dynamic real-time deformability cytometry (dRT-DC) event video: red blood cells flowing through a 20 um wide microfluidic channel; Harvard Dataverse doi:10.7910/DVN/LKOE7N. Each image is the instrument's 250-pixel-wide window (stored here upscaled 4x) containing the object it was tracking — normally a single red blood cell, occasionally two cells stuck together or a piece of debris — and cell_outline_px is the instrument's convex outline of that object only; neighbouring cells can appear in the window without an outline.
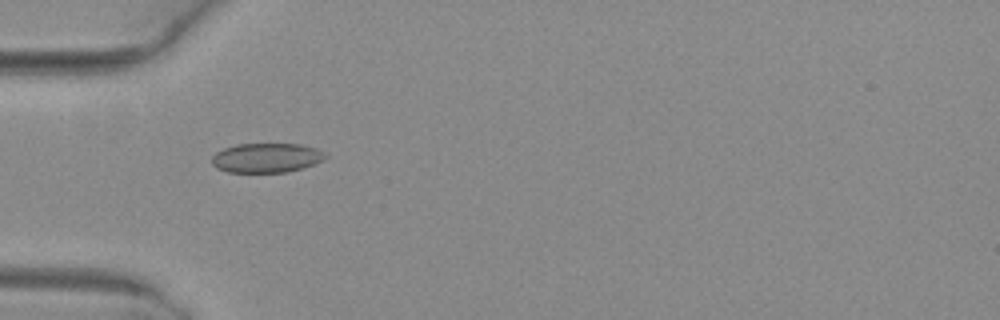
{"species": "common noctule bat (a hibernating species)", "species_latin": "Nyctalus noctula", "temperature_condition": "warm", "stored_images_in_passage": 36, "camera_frame_rate_fps": 3000, "um_per_image_px": 0.085, "animal": {"sex": "female", "body_mass_g": 29.2, "forearm_length_mm": 56.3}, "frame": {"image": 1, "passage_image": 2, "time_ms": 0.333, "image_size_px": [1000, 320], "cell_outline_px": [[328, 156], [324, 160], [304, 168], [288, 172], [228, 172], [216, 168], [212, 164], [212, 156], [216, 152], [224, 148], [236, 144], [300, 144], [316, 148], [324, 152]], "centroid_in_image_um": [22.67, 13.42], "position_along_channel_um": 62.3, "area_um2": 19.65}}
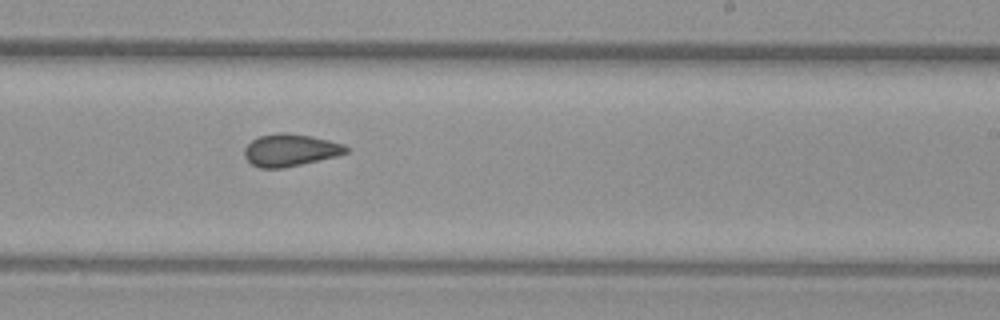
{"frame": {"image": 2, "passage_image": 17, "time_ms": 5.333, "image_size_px": [1000, 320], "cell_outline_px": [[348, 152], [336, 156], [284, 168], [260, 168], [252, 164], [244, 156], [244, 148], [252, 140], [260, 136], [280, 132], [284, 132], [312, 136], [344, 144], [348, 148]], "centroid_in_image_um": [24.66, 12.76], "position_along_channel_um": 264.3, "area_um2": 19.02}}
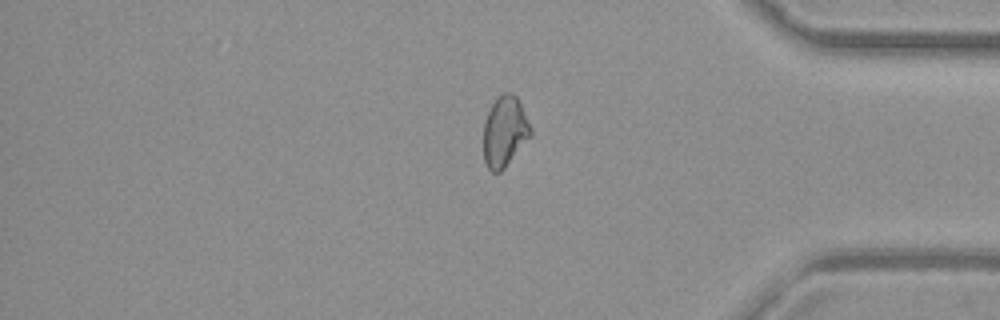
{"frame": {"image": 3, "passage_image": 28, "time_ms": 9.0, "image_size_px": [1000, 320], "cell_outline_px": [[532, 136], [504, 168], [500, 172], [492, 172], [488, 168], [484, 160], [484, 120], [496, 96], [504, 92], [512, 92], [516, 96], [532, 128]], "centroid_in_image_um": [42.9, 11.17], "position_along_channel_um": 392.3, "area_um2": 19.48}, "authors_computed_cell_mechanics": {"area_um2": 19.2185, "velocity_mm_per_s": 4.0908, "shape_relaxation_time_tau1_ms": null, "shape_relaxation_time_tau2_ms": 1.1763, "deformation_change_tau1": null, "deformation_change_tau2": 0.0572}}